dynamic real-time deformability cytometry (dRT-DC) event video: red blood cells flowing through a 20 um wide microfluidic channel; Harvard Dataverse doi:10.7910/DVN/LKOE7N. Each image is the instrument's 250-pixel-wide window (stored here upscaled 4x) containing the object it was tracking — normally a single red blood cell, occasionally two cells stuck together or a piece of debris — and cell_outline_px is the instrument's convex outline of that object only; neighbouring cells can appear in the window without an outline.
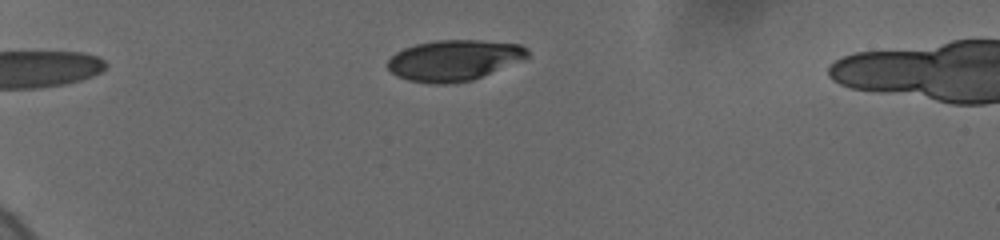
{"species": "human", "species_latin": "Homo sapiens", "temperature_condition": "cold", "stored_images_in_passage": 6, "camera_frame_rate_fps": 3000, "um_per_image_px": 0.085, "donor": {"sex": "female"}, "frame": {"image": 1, "passage_image": 3, "time_ms": 0.333, "image_size_px": [1000, 240], "cell_outline_px": [[528, 56], [520, 60], [472, 80], [444, 84], [428, 84], [408, 80], [392, 72], [388, 68], [388, 60], [396, 52], [404, 48], [416, 44], [436, 40], [480, 40], [520, 44], [528, 48]], "centroid_in_image_um": [38.57, 5.11], "position_along_channel_um": 46.4, "area_um2": 32.89}}